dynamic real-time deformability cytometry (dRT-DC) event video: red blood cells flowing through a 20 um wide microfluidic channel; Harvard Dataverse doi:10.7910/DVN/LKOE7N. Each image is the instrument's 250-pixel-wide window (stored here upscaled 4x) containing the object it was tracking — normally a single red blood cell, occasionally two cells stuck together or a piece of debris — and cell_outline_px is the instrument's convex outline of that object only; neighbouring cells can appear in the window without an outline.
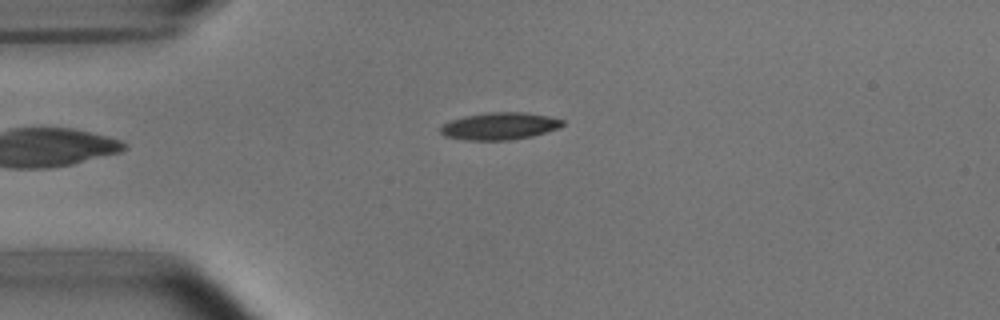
{"species": "common noctule bat (a hibernating species)", "species_latin": "Nyctalus noctula", "temperature_condition": "room temperature", "stored_images_in_passage": 4, "camera_frame_rate_fps": 3000, "um_per_image_px": 0.085, "animal": {"sex": "male", "body_mass_g": 15.6}, "frame": {"image": 1, "passage_image": 4, "time_ms": 3.667, "image_size_px": [1000, 320], "cell_outline_px": [[564, 124], [560, 128], [532, 136], [508, 140], [464, 140], [444, 136], [440, 132], [440, 128], [448, 120], [464, 116], [488, 112], [524, 112], [548, 116], [564, 120]], "centroid_in_image_um": [42.45, 10.71], "position_along_channel_um": 42.5, "area_um2": 19.48}}